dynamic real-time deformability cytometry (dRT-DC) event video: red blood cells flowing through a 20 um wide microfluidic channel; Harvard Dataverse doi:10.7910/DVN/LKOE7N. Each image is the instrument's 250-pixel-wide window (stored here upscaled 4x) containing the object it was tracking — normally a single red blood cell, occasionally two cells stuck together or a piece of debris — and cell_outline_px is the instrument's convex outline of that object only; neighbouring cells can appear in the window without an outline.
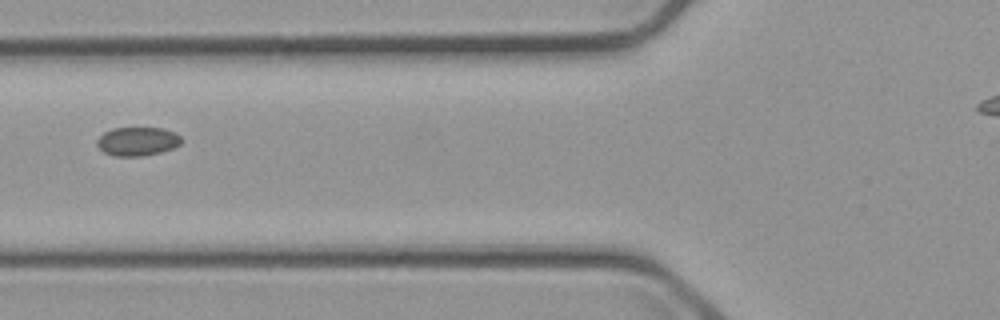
{"species": "common noctule bat (a hibernating species)", "species_latin": "Nyctalus noctula", "temperature_condition": "cold", "stored_images_in_passage": 2, "camera_frame_rate_fps": 3000, "um_per_image_px": 0.085, "animal": {"sex": "male", "body_mass_g": 23.1, "forearm_length_mm": 52.7}, "frame": {"image": 1, "passage_image": 2, "time_ms": 1.0, "image_size_px": [1000, 320], "cell_outline_px": [[180, 144], [172, 148], [160, 152], [144, 156], [116, 156], [104, 152], [96, 144], [96, 140], [104, 132], [112, 128], [164, 128], [176, 132], [180, 136]], "centroid_in_image_um": [11.67, 12.01], "position_along_channel_um": 114.1, "area_um2": 14.1}}